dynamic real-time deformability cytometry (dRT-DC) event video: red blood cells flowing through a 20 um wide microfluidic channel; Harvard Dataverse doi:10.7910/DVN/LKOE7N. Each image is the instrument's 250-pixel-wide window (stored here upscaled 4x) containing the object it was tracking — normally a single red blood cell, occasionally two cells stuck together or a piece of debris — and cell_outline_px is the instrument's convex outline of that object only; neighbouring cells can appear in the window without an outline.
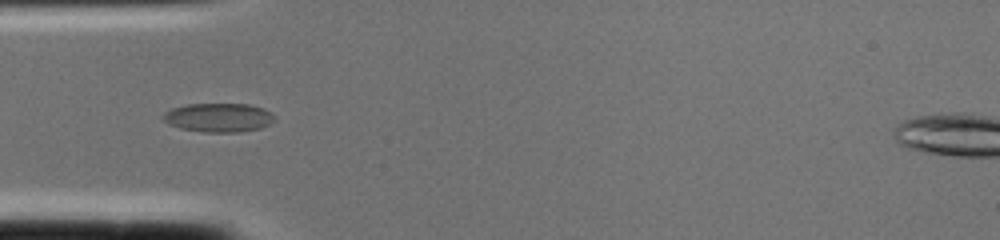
{"species": "common noctule bat (a hibernating species)", "species_latin": "Nyctalus noctula", "temperature_condition": "cold", "stored_images_in_passage": 2, "camera_frame_rate_fps": 3000, "um_per_image_px": 0.085, "animal": {"sex": "female", "body_mass_g": 22.0, "forearm_length_mm": 56.7}, "frame": {"image": 1, "passage_image": 2, "time_ms": 0.333, "image_size_px": [1000, 240], "cell_outline_px": [[276, 120], [260, 128], [240, 132], [204, 132], [180, 128], [168, 124], [160, 116], [164, 112], [172, 108], [188, 104], [248, 104], [264, 108], [272, 112]], "centroid_in_image_um": [18.58, 9.99], "position_along_channel_um": 66.4, "area_um2": 18.9}}